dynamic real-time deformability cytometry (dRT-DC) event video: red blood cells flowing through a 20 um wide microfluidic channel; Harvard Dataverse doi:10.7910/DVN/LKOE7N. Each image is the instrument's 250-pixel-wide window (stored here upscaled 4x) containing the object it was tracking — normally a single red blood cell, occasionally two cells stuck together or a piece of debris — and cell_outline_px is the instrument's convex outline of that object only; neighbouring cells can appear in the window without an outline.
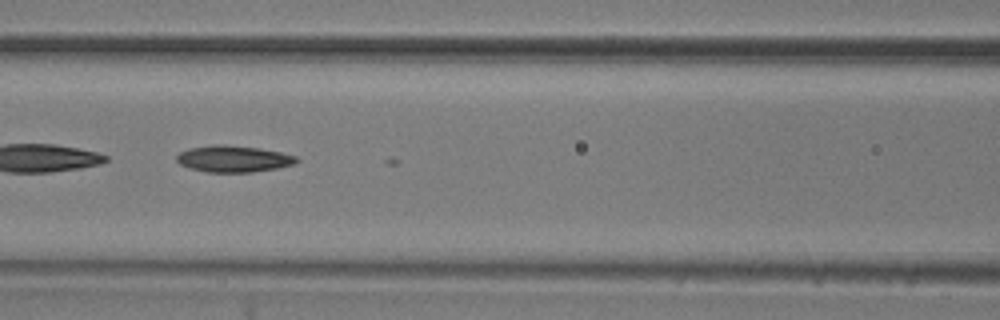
{"species": "common noctule bat (a hibernating species)", "species_latin": "Nyctalus noctula", "temperature_condition": "room temperature", "stored_images_in_passage": 15, "camera_frame_rate_fps": 3000, "um_per_image_px": 0.085, "animal": {"sex": "male", "body_mass_g": 20.5, "forearm_length_mm": 52.5}, "frame": {"image": 1, "passage_image": 14, "time_ms": 4.333, "image_size_px": [1000, 320], "cell_outline_px": [[300, 160], [296, 164], [276, 168], [252, 172], [208, 172], [188, 168], [180, 164], [176, 160], [176, 156], [180, 152], [188, 148], [212, 144], [224, 144], [260, 148], [280, 152], [296, 156]], "centroid_in_image_um": [19.83, 13.49], "position_along_channel_um": 146.8, "area_um2": 18.73}}